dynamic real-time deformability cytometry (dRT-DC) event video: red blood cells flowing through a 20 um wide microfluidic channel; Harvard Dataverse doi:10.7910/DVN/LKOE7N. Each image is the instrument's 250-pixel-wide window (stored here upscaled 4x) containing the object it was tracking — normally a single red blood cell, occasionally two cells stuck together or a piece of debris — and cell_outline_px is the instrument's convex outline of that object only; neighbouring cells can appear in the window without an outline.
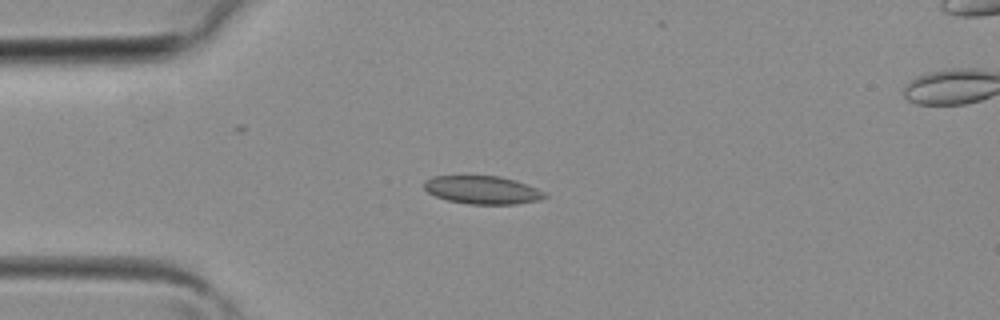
{"species": "common noctule bat (a hibernating species)", "species_latin": "Nyctalus noctula", "temperature_condition": "room temperature", "stored_images_in_passage": 32, "segment_of_instrument_passage": [1, 2], "camera_frame_rate_fps": 3000, "um_per_image_px": 0.085, "animal": {"sex": "female", "body_mass_g": 19.3, "forearm_length_mm": 54.1}, "frame": {"image": 1, "passage_image": 2, "time_ms": 0.333, "image_size_px": [1000, 320], "cell_outline_px": [[548, 196], [540, 200], [516, 204], [468, 204], [448, 200], [436, 196], [428, 192], [424, 188], [424, 180], [432, 176], [500, 176], [516, 180], [536, 188], [544, 192]], "centroid_in_image_um": [41.01, 16.14], "position_along_channel_um": 44.0, "area_um2": 19.77}}
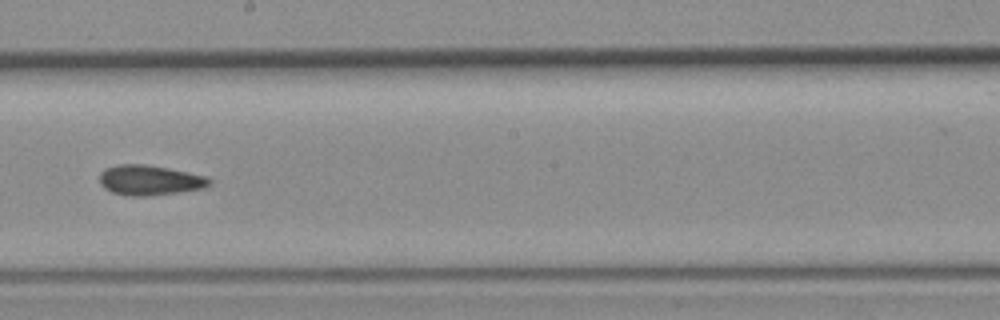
{"frame": {"image": 2, "passage_image": 14, "time_ms": 4.333, "image_size_px": [1000, 320], "cell_outline_px": [[212, 184], [204, 188], [180, 192], [144, 196], [128, 196], [112, 192], [104, 188], [100, 184], [100, 172], [104, 168], [116, 164], [144, 164], [168, 168], [208, 176], [212, 180]], "centroid_in_image_um": [12.73, 15.31], "position_along_channel_um": 235.5, "area_um2": 19.48}}
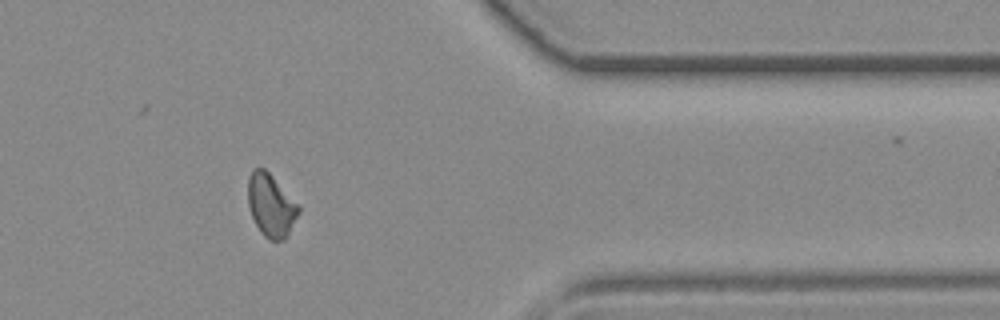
{"frame": {"image": 3, "passage_image": 24, "time_ms": 7.667, "image_size_px": [1000, 320], "cell_outline_px": [[300, 212], [284, 240], [268, 240], [260, 232], [252, 216], [248, 204], [248, 176], [252, 168], [264, 168], [300, 204]], "centroid_in_image_um": [23.04, 17.44], "position_along_channel_um": 388.4, "area_um2": 18.61}}